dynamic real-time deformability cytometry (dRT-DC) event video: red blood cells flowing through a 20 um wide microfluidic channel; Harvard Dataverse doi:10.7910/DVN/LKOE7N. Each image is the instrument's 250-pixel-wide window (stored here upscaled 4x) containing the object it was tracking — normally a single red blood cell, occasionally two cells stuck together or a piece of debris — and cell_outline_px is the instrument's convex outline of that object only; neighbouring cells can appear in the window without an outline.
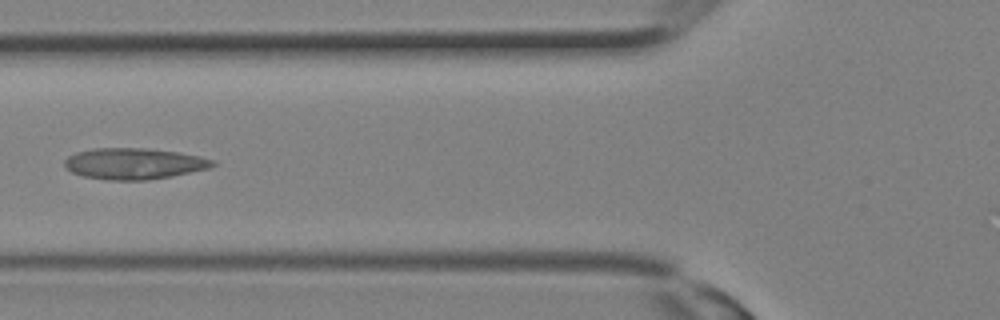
{"species": "Egyptian fruit bat (a non-hibernating species)", "species_latin": "Rousettus aegyptiacus", "temperature_condition": "room temperature", "stored_images_in_passage": 12, "camera_frame_rate_fps": 3000, "um_per_image_px": 0.085, "animal": {"sex": "female"}, "frame": {"image": 1, "passage_image": 9, "time_ms": 2.667, "image_size_px": [1000, 320], "cell_outline_px": [[216, 164], [212, 168], [172, 176], [148, 180], [108, 180], [84, 176], [72, 172], [64, 168], [64, 160], [68, 156], [76, 152], [92, 148], [148, 148], [176, 152], [200, 156], [216, 160]], "centroid_in_image_um": [11.41, 13.91], "position_along_channel_um": 114.4, "area_um2": 27.17}}
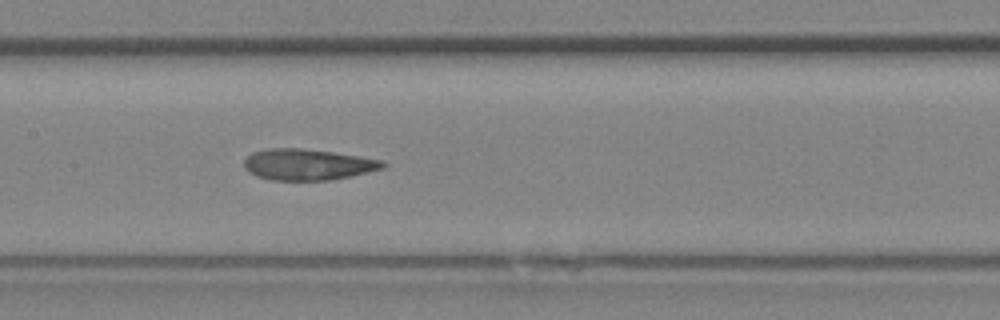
{"frame": {"image": 2, "passage_image": 12, "time_ms": 3.667, "image_size_px": [1000, 320], "cell_outline_px": [[388, 164], [384, 168], [348, 176], [328, 180], [272, 180], [256, 176], [244, 168], [244, 160], [252, 152], [268, 148], [300, 148], [332, 152], [384, 160]], "centroid_in_image_um": [26.14, 13.98], "position_along_channel_um": 181.3, "area_um2": 25.03}}